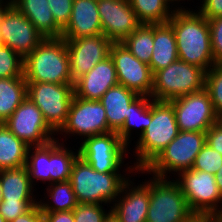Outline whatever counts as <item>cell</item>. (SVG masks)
I'll return each mask as SVG.
<instances>
[{"mask_svg": "<svg viewBox=\"0 0 222 222\" xmlns=\"http://www.w3.org/2000/svg\"><path fill=\"white\" fill-rule=\"evenodd\" d=\"M168 22L176 38L178 59L208 71L215 64L208 20L186 7L177 8Z\"/></svg>", "mask_w": 222, "mask_h": 222, "instance_id": "6da1fadb", "label": "cell"}, {"mask_svg": "<svg viewBox=\"0 0 222 222\" xmlns=\"http://www.w3.org/2000/svg\"><path fill=\"white\" fill-rule=\"evenodd\" d=\"M179 128L172 104L169 101H156L151 98V122L144 133L133 143L130 152L136 170L145 169L158 154L178 135Z\"/></svg>", "mask_w": 222, "mask_h": 222, "instance_id": "7a4b0ae2", "label": "cell"}, {"mask_svg": "<svg viewBox=\"0 0 222 222\" xmlns=\"http://www.w3.org/2000/svg\"><path fill=\"white\" fill-rule=\"evenodd\" d=\"M135 172L100 173L80 156L75 160L69 178L78 203L104 204L107 208L119 196L123 184ZM109 205V206H108Z\"/></svg>", "mask_w": 222, "mask_h": 222, "instance_id": "3957f363", "label": "cell"}, {"mask_svg": "<svg viewBox=\"0 0 222 222\" xmlns=\"http://www.w3.org/2000/svg\"><path fill=\"white\" fill-rule=\"evenodd\" d=\"M23 76L26 82L74 84L65 39L44 38L24 58Z\"/></svg>", "mask_w": 222, "mask_h": 222, "instance_id": "277c9868", "label": "cell"}, {"mask_svg": "<svg viewBox=\"0 0 222 222\" xmlns=\"http://www.w3.org/2000/svg\"><path fill=\"white\" fill-rule=\"evenodd\" d=\"M205 143L206 132L180 131L144 170L155 177L174 178L192 168Z\"/></svg>", "mask_w": 222, "mask_h": 222, "instance_id": "5b68a950", "label": "cell"}, {"mask_svg": "<svg viewBox=\"0 0 222 222\" xmlns=\"http://www.w3.org/2000/svg\"><path fill=\"white\" fill-rule=\"evenodd\" d=\"M174 178L190 210L197 217L218 219L222 216V196L214 174L189 169L178 173Z\"/></svg>", "mask_w": 222, "mask_h": 222, "instance_id": "8992f818", "label": "cell"}, {"mask_svg": "<svg viewBox=\"0 0 222 222\" xmlns=\"http://www.w3.org/2000/svg\"><path fill=\"white\" fill-rule=\"evenodd\" d=\"M78 145L79 156L97 172H135L136 170L131 162L125 163L130 152L117 132L111 131L88 137Z\"/></svg>", "mask_w": 222, "mask_h": 222, "instance_id": "52a82bcc", "label": "cell"}, {"mask_svg": "<svg viewBox=\"0 0 222 222\" xmlns=\"http://www.w3.org/2000/svg\"><path fill=\"white\" fill-rule=\"evenodd\" d=\"M150 177V202L146 222H192L197 216L173 178Z\"/></svg>", "mask_w": 222, "mask_h": 222, "instance_id": "ba28073f", "label": "cell"}, {"mask_svg": "<svg viewBox=\"0 0 222 222\" xmlns=\"http://www.w3.org/2000/svg\"><path fill=\"white\" fill-rule=\"evenodd\" d=\"M205 73L204 69L178 59L153 74L151 98L156 101H170L202 90Z\"/></svg>", "mask_w": 222, "mask_h": 222, "instance_id": "9c48e42d", "label": "cell"}, {"mask_svg": "<svg viewBox=\"0 0 222 222\" xmlns=\"http://www.w3.org/2000/svg\"><path fill=\"white\" fill-rule=\"evenodd\" d=\"M111 131L107 124L105 109L99 100H86L74 95L67 120L56 133V139L65 143L69 138L76 136V139L81 140L76 143L78 144L88 137Z\"/></svg>", "mask_w": 222, "mask_h": 222, "instance_id": "30bf717a", "label": "cell"}, {"mask_svg": "<svg viewBox=\"0 0 222 222\" xmlns=\"http://www.w3.org/2000/svg\"><path fill=\"white\" fill-rule=\"evenodd\" d=\"M74 96V84L27 82V97L41 110L57 133L65 124Z\"/></svg>", "mask_w": 222, "mask_h": 222, "instance_id": "8fae6325", "label": "cell"}, {"mask_svg": "<svg viewBox=\"0 0 222 222\" xmlns=\"http://www.w3.org/2000/svg\"><path fill=\"white\" fill-rule=\"evenodd\" d=\"M4 125L28 146L45 145L56 139L41 110L28 98L16 108Z\"/></svg>", "mask_w": 222, "mask_h": 222, "instance_id": "7c38bea8", "label": "cell"}, {"mask_svg": "<svg viewBox=\"0 0 222 222\" xmlns=\"http://www.w3.org/2000/svg\"><path fill=\"white\" fill-rule=\"evenodd\" d=\"M169 102L174 108L179 131L206 132L220 119L205 88Z\"/></svg>", "mask_w": 222, "mask_h": 222, "instance_id": "4fadbf2b", "label": "cell"}, {"mask_svg": "<svg viewBox=\"0 0 222 222\" xmlns=\"http://www.w3.org/2000/svg\"><path fill=\"white\" fill-rule=\"evenodd\" d=\"M118 84L140 96L151 97L153 88V74L147 63L139 61L122 43H113L110 48Z\"/></svg>", "mask_w": 222, "mask_h": 222, "instance_id": "5bb4252c", "label": "cell"}, {"mask_svg": "<svg viewBox=\"0 0 222 222\" xmlns=\"http://www.w3.org/2000/svg\"><path fill=\"white\" fill-rule=\"evenodd\" d=\"M134 174H138L139 177L145 174V176H148V180L146 178V181L142 179L144 181L140 182L141 180H139L138 183H135L137 180L131 175L123 184L119 196L110 207L120 222H146L150 202L149 173L140 169L135 170Z\"/></svg>", "mask_w": 222, "mask_h": 222, "instance_id": "9a60e30c", "label": "cell"}, {"mask_svg": "<svg viewBox=\"0 0 222 222\" xmlns=\"http://www.w3.org/2000/svg\"><path fill=\"white\" fill-rule=\"evenodd\" d=\"M1 39L22 58L29 55L44 39L28 18L12 4L0 19Z\"/></svg>", "mask_w": 222, "mask_h": 222, "instance_id": "2e32d148", "label": "cell"}, {"mask_svg": "<svg viewBox=\"0 0 222 222\" xmlns=\"http://www.w3.org/2000/svg\"><path fill=\"white\" fill-rule=\"evenodd\" d=\"M73 82L110 56L113 44L103 34L65 40Z\"/></svg>", "mask_w": 222, "mask_h": 222, "instance_id": "e0dca14e", "label": "cell"}, {"mask_svg": "<svg viewBox=\"0 0 222 222\" xmlns=\"http://www.w3.org/2000/svg\"><path fill=\"white\" fill-rule=\"evenodd\" d=\"M102 34L113 43L123 42L141 23L129 0H97Z\"/></svg>", "mask_w": 222, "mask_h": 222, "instance_id": "ac0fdd59", "label": "cell"}, {"mask_svg": "<svg viewBox=\"0 0 222 222\" xmlns=\"http://www.w3.org/2000/svg\"><path fill=\"white\" fill-rule=\"evenodd\" d=\"M118 84L114 62L109 56L74 82V95L86 100H99Z\"/></svg>", "mask_w": 222, "mask_h": 222, "instance_id": "d6986e66", "label": "cell"}, {"mask_svg": "<svg viewBox=\"0 0 222 222\" xmlns=\"http://www.w3.org/2000/svg\"><path fill=\"white\" fill-rule=\"evenodd\" d=\"M102 34L97 0H74L72 13L61 37L65 40Z\"/></svg>", "mask_w": 222, "mask_h": 222, "instance_id": "ffe728a7", "label": "cell"}, {"mask_svg": "<svg viewBox=\"0 0 222 222\" xmlns=\"http://www.w3.org/2000/svg\"><path fill=\"white\" fill-rule=\"evenodd\" d=\"M124 85L117 84L108 89L99 99L105 109L108 127L117 132L124 124L129 106L139 97Z\"/></svg>", "mask_w": 222, "mask_h": 222, "instance_id": "44dd1931", "label": "cell"}, {"mask_svg": "<svg viewBox=\"0 0 222 222\" xmlns=\"http://www.w3.org/2000/svg\"><path fill=\"white\" fill-rule=\"evenodd\" d=\"M12 5L23 13L43 38H59L62 29L55 23L47 0H11Z\"/></svg>", "mask_w": 222, "mask_h": 222, "instance_id": "7402d4cb", "label": "cell"}, {"mask_svg": "<svg viewBox=\"0 0 222 222\" xmlns=\"http://www.w3.org/2000/svg\"><path fill=\"white\" fill-rule=\"evenodd\" d=\"M154 45L148 64L152 74L178 60L176 38L169 22L154 24Z\"/></svg>", "mask_w": 222, "mask_h": 222, "instance_id": "603a6c76", "label": "cell"}, {"mask_svg": "<svg viewBox=\"0 0 222 222\" xmlns=\"http://www.w3.org/2000/svg\"><path fill=\"white\" fill-rule=\"evenodd\" d=\"M0 182L3 200H38L39 194L30 183L26 165L0 170Z\"/></svg>", "mask_w": 222, "mask_h": 222, "instance_id": "cb8c5ba5", "label": "cell"}, {"mask_svg": "<svg viewBox=\"0 0 222 222\" xmlns=\"http://www.w3.org/2000/svg\"><path fill=\"white\" fill-rule=\"evenodd\" d=\"M150 122L151 97L139 96L129 106L128 116H126L123 126L117 131V134L121 138L122 142L129 148V151L132 148L130 147V145L132 144V139L135 138L136 135L138 138H140ZM133 132H135L134 137L132 136L134 134Z\"/></svg>", "mask_w": 222, "mask_h": 222, "instance_id": "d4e9b609", "label": "cell"}, {"mask_svg": "<svg viewBox=\"0 0 222 222\" xmlns=\"http://www.w3.org/2000/svg\"><path fill=\"white\" fill-rule=\"evenodd\" d=\"M44 192V195H38V205L42 212L73 211L78 205L69 180L49 184L46 186Z\"/></svg>", "mask_w": 222, "mask_h": 222, "instance_id": "484cf974", "label": "cell"}, {"mask_svg": "<svg viewBox=\"0 0 222 222\" xmlns=\"http://www.w3.org/2000/svg\"><path fill=\"white\" fill-rule=\"evenodd\" d=\"M70 144L71 142L62 143L57 139L50 142L51 184L67 181L70 178L72 167L79 157L78 149L74 148L75 145L71 148Z\"/></svg>", "mask_w": 222, "mask_h": 222, "instance_id": "4316f807", "label": "cell"}, {"mask_svg": "<svg viewBox=\"0 0 222 222\" xmlns=\"http://www.w3.org/2000/svg\"><path fill=\"white\" fill-rule=\"evenodd\" d=\"M29 146L0 123V170L26 165Z\"/></svg>", "mask_w": 222, "mask_h": 222, "instance_id": "83f0119b", "label": "cell"}, {"mask_svg": "<svg viewBox=\"0 0 222 222\" xmlns=\"http://www.w3.org/2000/svg\"><path fill=\"white\" fill-rule=\"evenodd\" d=\"M26 97L24 77L0 78V123H4Z\"/></svg>", "mask_w": 222, "mask_h": 222, "instance_id": "f1b7e54d", "label": "cell"}, {"mask_svg": "<svg viewBox=\"0 0 222 222\" xmlns=\"http://www.w3.org/2000/svg\"><path fill=\"white\" fill-rule=\"evenodd\" d=\"M141 24L165 23L177 7L170 0H129Z\"/></svg>", "mask_w": 222, "mask_h": 222, "instance_id": "f546056e", "label": "cell"}, {"mask_svg": "<svg viewBox=\"0 0 222 222\" xmlns=\"http://www.w3.org/2000/svg\"><path fill=\"white\" fill-rule=\"evenodd\" d=\"M26 168L29 172L30 183L35 185L40 181L45 185L51 184L50 176V142L41 146H29Z\"/></svg>", "mask_w": 222, "mask_h": 222, "instance_id": "4dcf8cb0", "label": "cell"}, {"mask_svg": "<svg viewBox=\"0 0 222 222\" xmlns=\"http://www.w3.org/2000/svg\"><path fill=\"white\" fill-rule=\"evenodd\" d=\"M154 24H141L123 42L139 60L149 64L153 54Z\"/></svg>", "mask_w": 222, "mask_h": 222, "instance_id": "1f68e13d", "label": "cell"}, {"mask_svg": "<svg viewBox=\"0 0 222 222\" xmlns=\"http://www.w3.org/2000/svg\"><path fill=\"white\" fill-rule=\"evenodd\" d=\"M204 88L208 91L215 113L222 118V63H215L206 71Z\"/></svg>", "mask_w": 222, "mask_h": 222, "instance_id": "d6a6232c", "label": "cell"}, {"mask_svg": "<svg viewBox=\"0 0 222 222\" xmlns=\"http://www.w3.org/2000/svg\"><path fill=\"white\" fill-rule=\"evenodd\" d=\"M24 58L5 45L0 46V78L23 76Z\"/></svg>", "mask_w": 222, "mask_h": 222, "instance_id": "836d02e7", "label": "cell"}, {"mask_svg": "<svg viewBox=\"0 0 222 222\" xmlns=\"http://www.w3.org/2000/svg\"><path fill=\"white\" fill-rule=\"evenodd\" d=\"M222 166V155L212 149L207 143L202 147L201 151L196 156L191 169L216 174Z\"/></svg>", "mask_w": 222, "mask_h": 222, "instance_id": "e575fe53", "label": "cell"}, {"mask_svg": "<svg viewBox=\"0 0 222 222\" xmlns=\"http://www.w3.org/2000/svg\"><path fill=\"white\" fill-rule=\"evenodd\" d=\"M104 204L78 203L73 210L74 222H104V218L111 211L105 209Z\"/></svg>", "mask_w": 222, "mask_h": 222, "instance_id": "d590c367", "label": "cell"}, {"mask_svg": "<svg viewBox=\"0 0 222 222\" xmlns=\"http://www.w3.org/2000/svg\"><path fill=\"white\" fill-rule=\"evenodd\" d=\"M36 204L38 200H3L0 204V214L7 222H11Z\"/></svg>", "mask_w": 222, "mask_h": 222, "instance_id": "8d00e7d4", "label": "cell"}, {"mask_svg": "<svg viewBox=\"0 0 222 222\" xmlns=\"http://www.w3.org/2000/svg\"><path fill=\"white\" fill-rule=\"evenodd\" d=\"M55 23L63 30L69 23L74 0H47Z\"/></svg>", "mask_w": 222, "mask_h": 222, "instance_id": "74e56055", "label": "cell"}, {"mask_svg": "<svg viewBox=\"0 0 222 222\" xmlns=\"http://www.w3.org/2000/svg\"><path fill=\"white\" fill-rule=\"evenodd\" d=\"M207 20L209 22L214 62L222 63V17Z\"/></svg>", "mask_w": 222, "mask_h": 222, "instance_id": "f35d334b", "label": "cell"}, {"mask_svg": "<svg viewBox=\"0 0 222 222\" xmlns=\"http://www.w3.org/2000/svg\"><path fill=\"white\" fill-rule=\"evenodd\" d=\"M197 4L200 5L195 6V9L206 19L222 17V0H200Z\"/></svg>", "mask_w": 222, "mask_h": 222, "instance_id": "ab89813d", "label": "cell"}, {"mask_svg": "<svg viewBox=\"0 0 222 222\" xmlns=\"http://www.w3.org/2000/svg\"><path fill=\"white\" fill-rule=\"evenodd\" d=\"M206 143L222 155V119L220 118L206 131Z\"/></svg>", "mask_w": 222, "mask_h": 222, "instance_id": "60d3db41", "label": "cell"}, {"mask_svg": "<svg viewBox=\"0 0 222 222\" xmlns=\"http://www.w3.org/2000/svg\"><path fill=\"white\" fill-rule=\"evenodd\" d=\"M11 222H45V217L40 206L36 204L28 212L18 216Z\"/></svg>", "mask_w": 222, "mask_h": 222, "instance_id": "b9f144b4", "label": "cell"}, {"mask_svg": "<svg viewBox=\"0 0 222 222\" xmlns=\"http://www.w3.org/2000/svg\"><path fill=\"white\" fill-rule=\"evenodd\" d=\"M45 222H74L73 211L43 212Z\"/></svg>", "mask_w": 222, "mask_h": 222, "instance_id": "7bdbcfd3", "label": "cell"}, {"mask_svg": "<svg viewBox=\"0 0 222 222\" xmlns=\"http://www.w3.org/2000/svg\"><path fill=\"white\" fill-rule=\"evenodd\" d=\"M215 181H216L218 190L222 196V166L219 168L218 172L215 174Z\"/></svg>", "mask_w": 222, "mask_h": 222, "instance_id": "ee69618b", "label": "cell"}, {"mask_svg": "<svg viewBox=\"0 0 222 222\" xmlns=\"http://www.w3.org/2000/svg\"><path fill=\"white\" fill-rule=\"evenodd\" d=\"M12 4V1H4L0 2V19L4 13V11ZM3 45L2 39H1V30H0V46Z\"/></svg>", "mask_w": 222, "mask_h": 222, "instance_id": "f6af8a7d", "label": "cell"}, {"mask_svg": "<svg viewBox=\"0 0 222 222\" xmlns=\"http://www.w3.org/2000/svg\"><path fill=\"white\" fill-rule=\"evenodd\" d=\"M104 222H120L116 215L110 211L108 215L104 218Z\"/></svg>", "mask_w": 222, "mask_h": 222, "instance_id": "bcb514c9", "label": "cell"}, {"mask_svg": "<svg viewBox=\"0 0 222 222\" xmlns=\"http://www.w3.org/2000/svg\"><path fill=\"white\" fill-rule=\"evenodd\" d=\"M192 222H218L215 218L197 217Z\"/></svg>", "mask_w": 222, "mask_h": 222, "instance_id": "7dc6e473", "label": "cell"}, {"mask_svg": "<svg viewBox=\"0 0 222 222\" xmlns=\"http://www.w3.org/2000/svg\"><path fill=\"white\" fill-rule=\"evenodd\" d=\"M177 8H185L186 6H181V4H185L186 0H170ZM184 1V2H182ZM188 1H191V0H187V3H189ZM182 2V3H180Z\"/></svg>", "mask_w": 222, "mask_h": 222, "instance_id": "c3c4849f", "label": "cell"}, {"mask_svg": "<svg viewBox=\"0 0 222 222\" xmlns=\"http://www.w3.org/2000/svg\"><path fill=\"white\" fill-rule=\"evenodd\" d=\"M3 201V196H2V185H1V182H0V204L2 203Z\"/></svg>", "mask_w": 222, "mask_h": 222, "instance_id": "681fc988", "label": "cell"}, {"mask_svg": "<svg viewBox=\"0 0 222 222\" xmlns=\"http://www.w3.org/2000/svg\"><path fill=\"white\" fill-rule=\"evenodd\" d=\"M0 222H7L1 214H0Z\"/></svg>", "mask_w": 222, "mask_h": 222, "instance_id": "f907efd6", "label": "cell"}, {"mask_svg": "<svg viewBox=\"0 0 222 222\" xmlns=\"http://www.w3.org/2000/svg\"><path fill=\"white\" fill-rule=\"evenodd\" d=\"M217 221H218V222H222V219H221V218H218Z\"/></svg>", "mask_w": 222, "mask_h": 222, "instance_id": "816d5d0a", "label": "cell"}]
</instances>
